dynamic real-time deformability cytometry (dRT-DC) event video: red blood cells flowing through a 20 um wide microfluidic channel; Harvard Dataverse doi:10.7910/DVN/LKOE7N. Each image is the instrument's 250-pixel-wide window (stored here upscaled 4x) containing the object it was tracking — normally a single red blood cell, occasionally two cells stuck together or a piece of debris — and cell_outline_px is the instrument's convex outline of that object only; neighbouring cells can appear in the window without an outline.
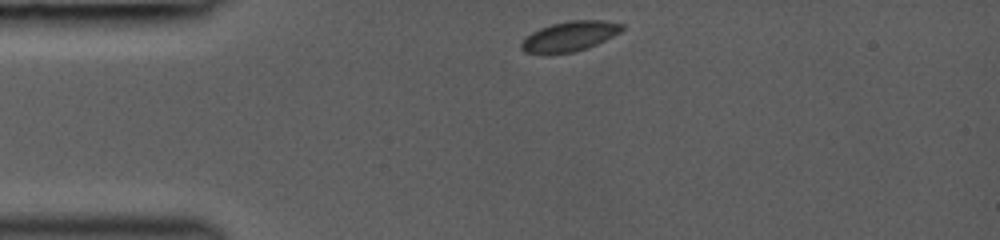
{"species": "common noctule bat (a hibernating species)", "species_latin": "Nyctalus noctula", "temperature_condition": "room temperature", "stored_images_in_passage": 32, "camera_frame_rate_fps": 3000, "um_per_image_px": 0.085, "animal": {"sex": "female", "body_mass_g": 19.0, "forearm_length_mm": 53.3}, "frame": {"image": 1, "passage_image": 1, "time_ms": 0.0, "image_size_px": [1000, 240], "cell_outline_px": [[624, 28], [620, 32], [596, 44], [572, 52], [544, 56], [524, 52], [520, 48], [520, 44], [532, 32], [540, 28], [552, 24], [568, 20], [604, 20], [624, 24]], "centroid_in_image_um": [48.37, 3.1], "position_along_channel_um": 36.6, "area_um2": 17.74}}
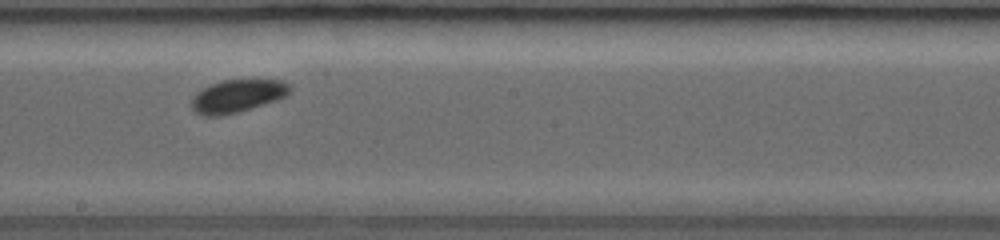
{"frame": {"image": 2, "passage_image": 17, "time_ms": 5.333, "image_size_px": [1000, 240], "cell_outline_px": [[292, 88], [284, 96], [276, 100], [236, 112], [220, 116], [204, 116], [196, 112], [192, 108], [192, 96], [196, 92], [208, 84], [220, 80], [284, 80]], "centroid_in_image_um": [20.13, 8.14], "position_along_channel_um": 228.1, "area_um2": 18.67}}
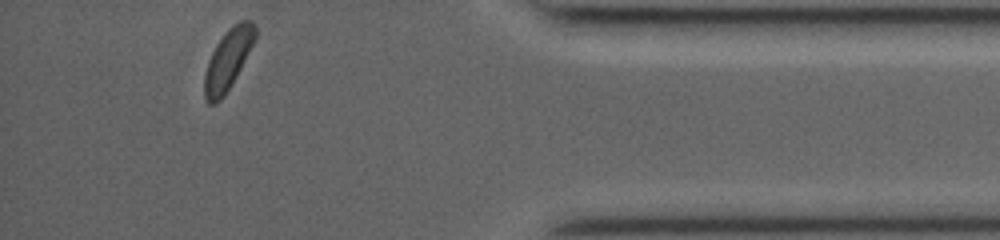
{"frame": {"image": 3, "passage_image": 32, "time_ms": 10.333, "image_size_px": [1000, 240], "cell_outline_px": [[256, 40], [236, 76], [224, 96], [216, 104], [208, 104], [204, 96], [204, 76], [208, 60], [216, 44], [228, 28], [240, 20], [252, 20], [256, 28]], "centroid_in_image_um": [19.38, 5.05], "position_along_channel_um": 415.8, "area_um2": 17.92}, "authors_computed_cell_mechanics": {"area_um2": 18.4382, "velocity_mm_per_s": 4.2509, "shape_relaxation_time_tau1_ms": 3.0131, "shape_relaxation_time_tau2_ms": null, "deformation_change_tau1": 0.0875, "deformation_change_tau2": null}}